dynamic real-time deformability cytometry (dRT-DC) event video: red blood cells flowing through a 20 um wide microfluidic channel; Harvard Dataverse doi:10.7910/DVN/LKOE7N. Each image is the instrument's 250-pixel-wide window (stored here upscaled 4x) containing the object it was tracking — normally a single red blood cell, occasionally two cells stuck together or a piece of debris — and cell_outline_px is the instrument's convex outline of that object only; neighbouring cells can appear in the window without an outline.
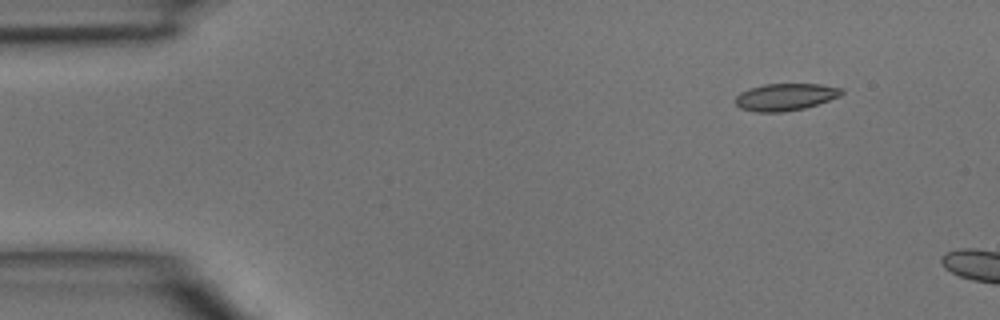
{"species": "common noctule bat (a hibernating species)", "species_latin": "Nyctalus noctula", "temperature_condition": "room temperature", "stored_images_in_passage": 4, "camera_frame_rate_fps": 3000, "um_per_image_px": 0.085, "animal": {"sex": "male", "body_mass_g": 15.6}, "frame": {"image": 1, "passage_image": 1, "time_ms": 0.0, "image_size_px": [1000, 320], "cell_outline_px": [[844, 92], [840, 96], [804, 108], [784, 112], [756, 112], [740, 108], [736, 104], [736, 96], [740, 92], [748, 88], [764, 84], [820, 84], [844, 88]], "centroid_in_image_um": [66.75, 8.23], "position_along_channel_um": 18.2, "area_um2": 16.82}}